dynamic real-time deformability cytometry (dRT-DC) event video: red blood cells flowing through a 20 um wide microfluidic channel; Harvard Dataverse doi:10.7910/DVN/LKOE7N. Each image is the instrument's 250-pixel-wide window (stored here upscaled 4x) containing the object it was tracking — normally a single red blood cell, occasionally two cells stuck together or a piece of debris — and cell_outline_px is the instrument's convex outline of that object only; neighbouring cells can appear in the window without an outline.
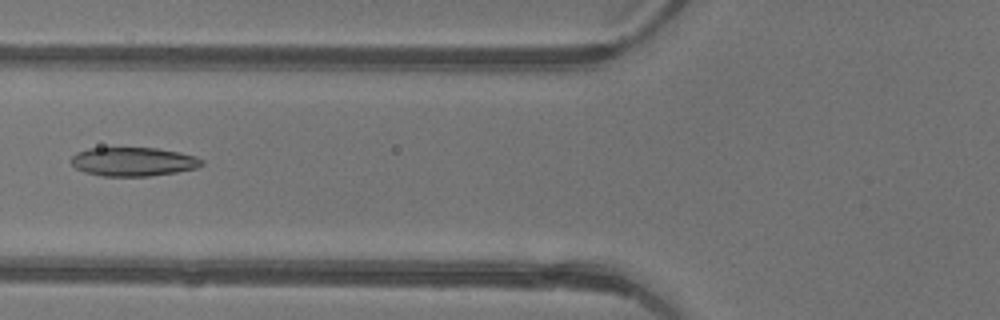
{"species": "common noctule bat (a hibernating species)", "species_latin": "Nyctalus noctula", "temperature_condition": "warm", "stored_images_in_passage": 5, "camera_frame_rate_fps": 3000, "um_per_image_px": 0.085, "animal": {"sex": "female"}, "frame": {"image": 1, "passage_image": 5, "time_ms": 1.333, "image_size_px": [1000, 320], "cell_outline_px": [[204, 164], [196, 168], [176, 172], [148, 176], [104, 176], [84, 172], [76, 168], [72, 164], [72, 156], [76, 152], [88, 148], [156, 148], [180, 152], [196, 156], [204, 160]], "centroid_in_image_um": [11.34, 13.74], "position_along_channel_um": 114.5, "area_um2": 21.96}}